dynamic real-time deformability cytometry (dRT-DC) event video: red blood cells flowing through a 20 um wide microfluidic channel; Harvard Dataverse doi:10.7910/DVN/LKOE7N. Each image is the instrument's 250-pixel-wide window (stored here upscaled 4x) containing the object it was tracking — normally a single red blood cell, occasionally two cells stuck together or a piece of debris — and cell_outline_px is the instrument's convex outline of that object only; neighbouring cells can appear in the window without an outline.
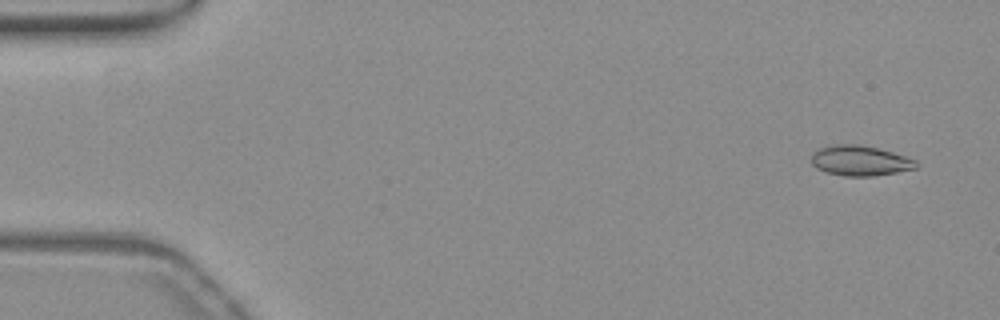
{"species": "common noctule bat (a hibernating species)", "species_latin": "Nyctalus noctula", "temperature_condition": "warm", "stored_images_in_passage": 54, "camera_frame_rate_fps": 3000, "um_per_image_px": 0.085, "animal": {"sex": "female", "body_mass_g": 19.3, "forearm_length_mm": 54.1}, "frame": {"image": 1, "passage_image": 3, "time_ms": 0.667, "image_size_px": [1000, 320], "cell_outline_px": [[920, 164], [916, 168], [876, 176], [844, 176], [824, 172], [816, 168], [812, 164], [812, 152], [816, 148], [828, 144], [860, 144], [892, 152], [916, 160]], "centroid_in_image_um": [73.06, 13.65], "position_along_channel_um": 11.9, "area_um2": 18.73}}
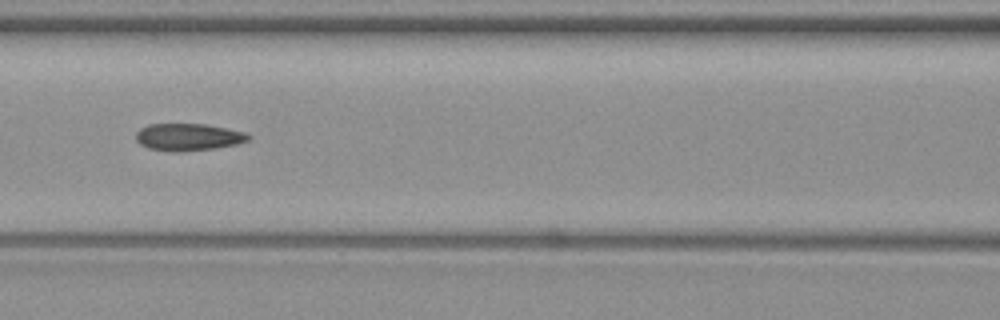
{"frame": {"image": 2, "passage_image": 24, "time_ms": 7.667, "image_size_px": [1000, 320], "cell_outline_px": [[252, 136], [248, 140], [240, 144], [216, 148], [180, 152], [172, 152], [148, 148], [140, 144], [136, 140], [136, 132], [140, 128], [148, 124], [204, 124], [244, 132]], "centroid_in_image_um": [15.99, 11.66], "position_along_channel_um": 150.6, "area_um2": 17.92}}
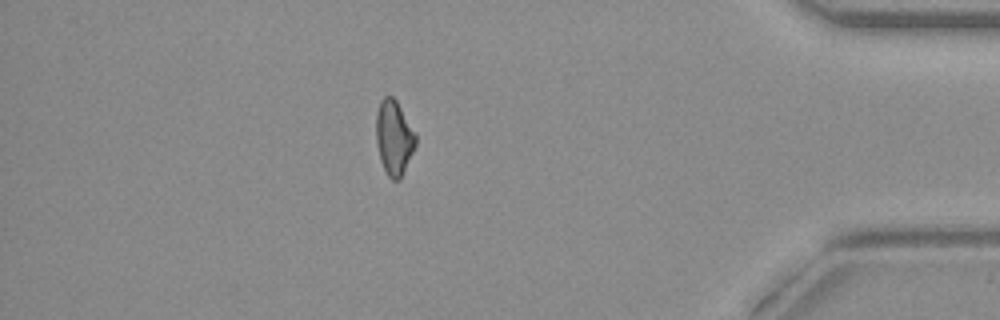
{"frame": {"image": 3, "passage_image": 47, "time_ms": 15.333, "image_size_px": [1000, 320], "cell_outline_px": [[416, 144], [400, 180], [392, 180], [388, 176], [380, 160], [376, 144], [376, 112], [380, 100], [384, 96], [392, 96], [396, 100], [416, 136]], "centroid_in_image_um": [33.46, 11.7], "position_along_channel_um": 401.7, "area_um2": 17.05}, "authors_computed_cell_mechanics": {"area_um2": 17.8313, "velocity_mm_per_s": 3.8361, "shape_relaxation_time_tau1_ms": null, "shape_relaxation_time_tau2_ms": 7.9108, "deformation_change_tau1": null, "deformation_change_tau2": 0.1555}}